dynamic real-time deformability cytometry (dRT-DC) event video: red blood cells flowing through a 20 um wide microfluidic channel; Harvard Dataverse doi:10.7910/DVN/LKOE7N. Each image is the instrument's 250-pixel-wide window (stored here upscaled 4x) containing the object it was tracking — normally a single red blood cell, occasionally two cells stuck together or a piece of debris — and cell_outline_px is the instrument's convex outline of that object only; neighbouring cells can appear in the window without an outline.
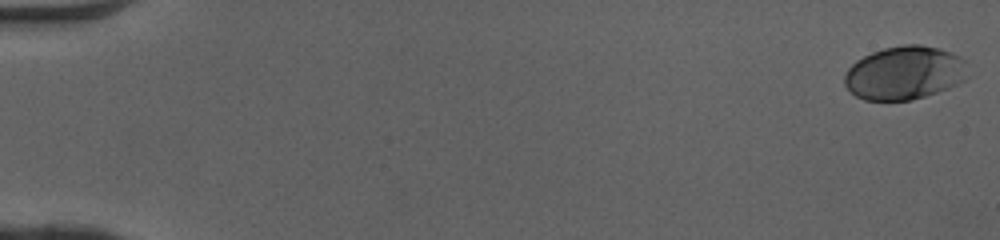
{"species": "human", "species_latin": "Homo sapiens", "temperature_condition": "cold", "stored_images_in_passage": 51, "camera_frame_rate_fps": 3000, "um_per_image_px": 0.085, "donor": {"sex": "female"}, "frame": {"image": 1, "passage_image": 1, "time_ms": 0.0, "image_size_px": [1000, 240], "cell_outline_px": [[968, 80], [948, 88], [912, 100], [864, 100], [856, 96], [844, 84], [844, 76], [848, 68], [856, 60], [872, 52], [884, 48], [904, 44], [920, 44], [940, 48], [952, 52], [960, 56], [964, 60], [968, 76]], "centroid_in_image_um": [76.91, 6.19], "position_along_channel_um": 8.1, "area_um2": 38.67}}
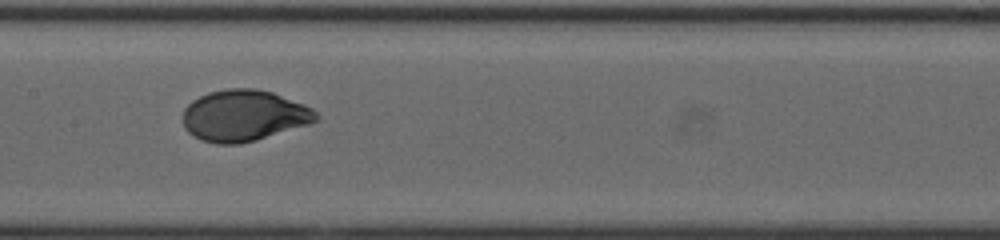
{"frame": {"image": 2, "passage_image": 27, "time_ms": 8.667, "image_size_px": [1000, 240], "cell_outline_px": [[320, 120], [312, 124], [256, 140], [240, 144], [216, 144], [200, 140], [192, 136], [184, 128], [184, 108], [192, 100], [208, 92], [228, 88], [256, 88], [272, 92], [312, 108], [320, 116]], "centroid_in_image_um": [20.75, 9.84], "position_along_channel_um": 186.7, "area_um2": 40.17}}
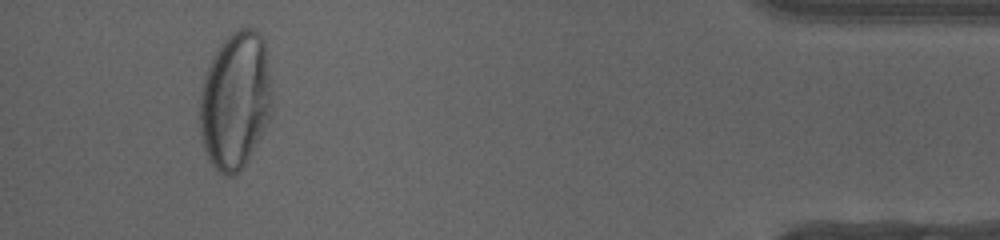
{"frame": {"image": 3, "passage_image": 48, "time_ms": 15.667, "image_size_px": [1000, 240], "cell_outline_px": [[268, 120], [248, 160], [240, 172], [232, 176], [228, 176], [220, 172], [208, 160], [200, 140], [200, 92], [204, 76], [208, 64], [212, 56], [220, 44], [236, 28], [252, 28], [260, 32], [264, 40], [268, 72]], "centroid_in_image_um": [19.93, 8.55], "position_along_channel_um": 415.3, "area_um2": 57.22}, "authors_computed_cell_mechanics": {"area_um2": 39.3618, "velocity_mm_per_s": 4.0904, "shape_relaxation_time_tau1_ms": 3.8373, "shape_relaxation_time_tau2_ms": null, "deformation_change_tau1": 0.1981, "deformation_change_tau2": null}}